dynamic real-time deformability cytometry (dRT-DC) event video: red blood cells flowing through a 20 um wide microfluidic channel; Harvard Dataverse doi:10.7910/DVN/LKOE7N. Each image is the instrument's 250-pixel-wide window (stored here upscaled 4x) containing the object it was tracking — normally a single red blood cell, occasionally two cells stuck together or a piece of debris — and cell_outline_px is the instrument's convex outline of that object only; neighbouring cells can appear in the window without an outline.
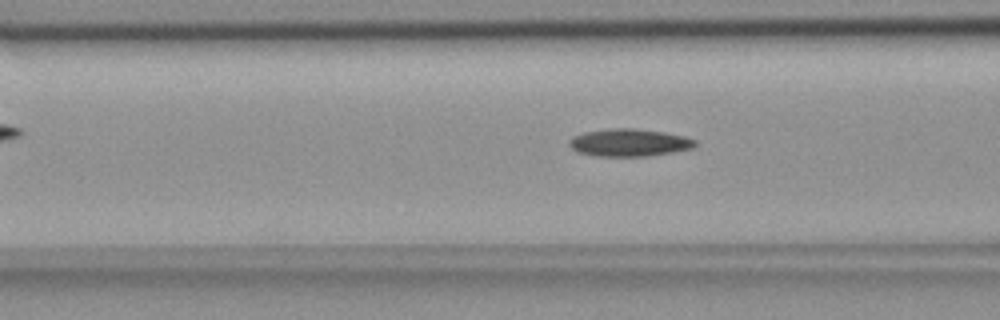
{"species": "common noctule bat (a hibernating species)", "species_latin": "Nyctalus noctula", "temperature_condition": "room temperature", "stored_images_in_passage": 53, "camera_frame_rate_fps": 3000, "um_per_image_px": 0.085, "animal": {"sex": "female", "body_mass_g": 18.4}, "frame": {"image": 1, "passage_image": 20, "time_ms": 6.333, "image_size_px": [1000, 320], "cell_outline_px": [[696, 144], [692, 148], [672, 152], [648, 156], [596, 156], [576, 152], [568, 144], [568, 140], [572, 136], [584, 132], [612, 128], [636, 128], [664, 132], [684, 136], [696, 140]], "centroid_in_image_um": [53.44, 12.12], "position_along_channel_um": 113.2, "area_um2": 20.29}}
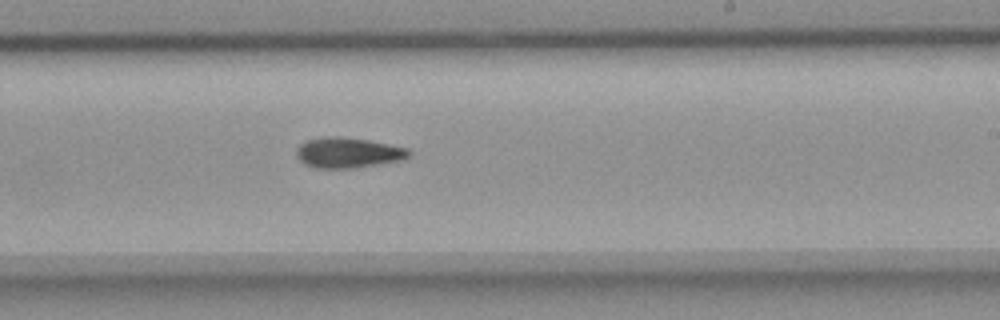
{"frame": {"image": 2, "passage_image": 32, "time_ms": 10.333, "image_size_px": [1000, 320], "cell_outline_px": [[412, 152], [408, 156], [400, 160], [380, 164], [352, 168], [316, 168], [304, 164], [296, 156], [296, 148], [300, 144], [308, 140], [328, 136], [340, 136], [368, 140], [408, 148]], "centroid_in_image_um": [29.56, 12.98], "position_along_channel_um": 259.4, "area_um2": 19.88}}
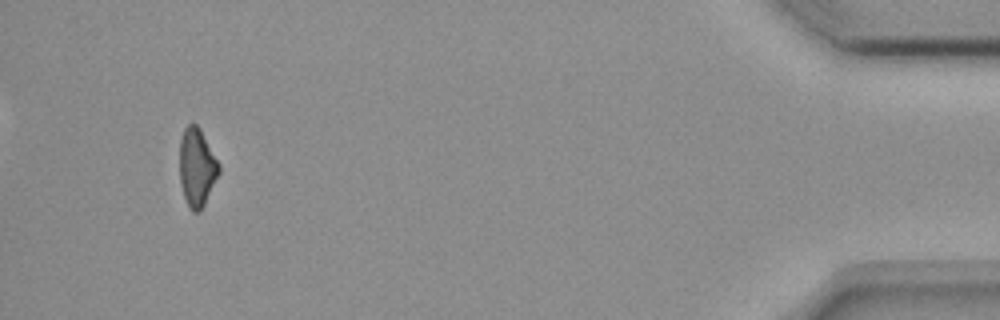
{"frame": {"image": 3, "passage_image": 51, "time_ms": 16.667, "image_size_px": [1000, 320], "cell_outline_px": [[220, 172], [200, 212], [192, 212], [184, 196], [180, 184], [180, 140], [184, 128], [188, 124], [196, 124], [200, 128], [220, 164]], "centroid_in_image_um": [16.74, 14.21], "position_along_channel_um": 418.5, "area_um2": 17.86}, "authors_computed_cell_mechanics": {"area_um2": 19.1318, "velocity_mm_per_s": 3.6703, "shape_relaxation_time_tau1_ms": 9.9526, "shape_relaxation_time_tau2_ms": null, "deformation_change_tau1": 0.2071, "deformation_change_tau2": null}}